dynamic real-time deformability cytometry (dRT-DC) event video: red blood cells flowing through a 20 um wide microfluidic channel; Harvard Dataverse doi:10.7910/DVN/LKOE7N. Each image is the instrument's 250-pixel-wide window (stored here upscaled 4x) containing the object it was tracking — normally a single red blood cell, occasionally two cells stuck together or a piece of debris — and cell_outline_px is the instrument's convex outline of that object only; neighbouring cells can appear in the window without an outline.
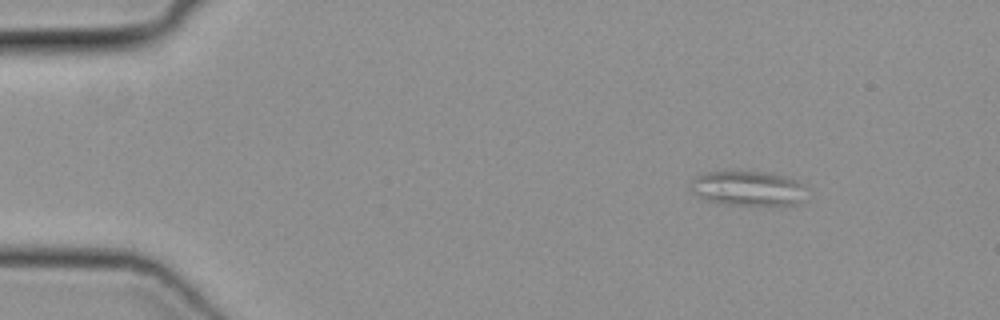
{"species": "common noctule bat (a hibernating species)", "species_latin": "Nyctalus noctula", "temperature_condition": "cold", "stored_images_in_passage": 44, "segment_of_instrument_passage": [1, 2], "camera_frame_rate_fps": 3000, "um_per_image_px": 0.085, "animal": {"sex": "female", "body_mass_g": 19.3, "forearm_length_mm": 54.1}, "frame": {"image": 1, "passage_image": 1, "time_ms": 0.0, "image_size_px": [1000, 320], "cell_outline_px": [[808, 188], [800, 204], [728, 204], [708, 200], [692, 192], [692, 180], [696, 176], [704, 172], [772, 172], [796, 180], [804, 184]], "centroid_in_image_um": [63.64, 15.99], "position_along_channel_um": 21.4, "area_um2": 23.18}}
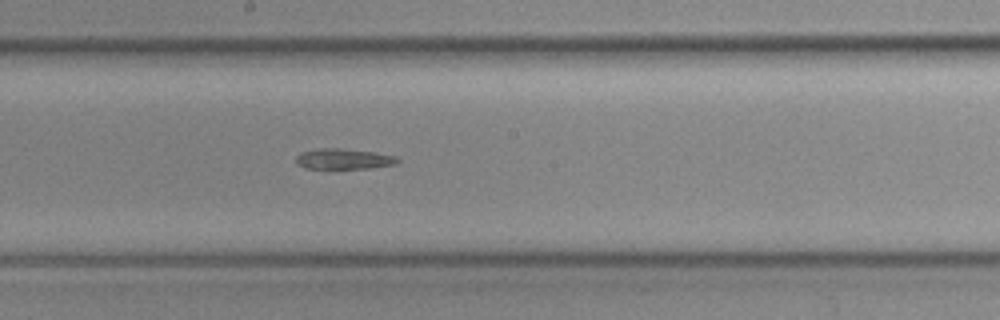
{"frame": {"image": 2, "passage_image": 22, "time_ms": 7.0, "image_size_px": [1000, 320], "cell_outline_px": [[400, 160], [396, 164], [368, 168], [304, 168], [296, 164], [296, 156], [304, 152], [320, 148], [336, 148], [372, 152], [396, 156]], "centroid_in_image_um": [29.21, 13.51], "position_along_channel_um": 219.0, "area_um2": 11.91}}
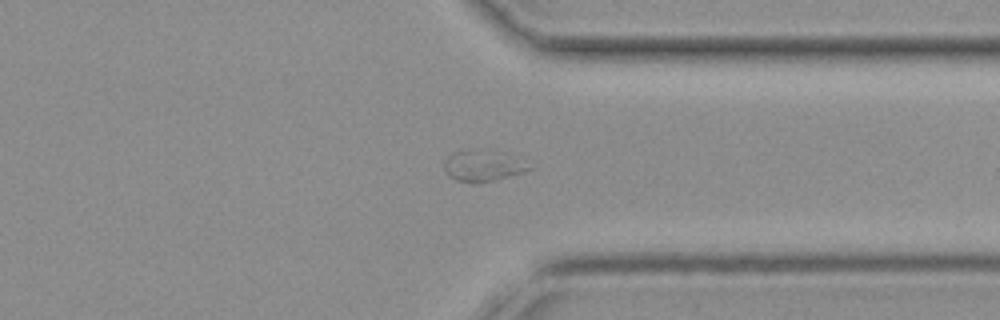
{"frame": {"image": 3, "passage_image": 33, "time_ms": 10.667, "image_size_px": [1000, 320], "cell_outline_px": [[532, 168], [520, 172], [492, 180], [456, 180], [448, 176], [444, 168], [444, 160], [448, 156], [456, 152], [472, 152]], "centroid_in_image_um": [40.71, 14.2], "position_along_channel_um": 370.7, "area_um2": 12.02}}